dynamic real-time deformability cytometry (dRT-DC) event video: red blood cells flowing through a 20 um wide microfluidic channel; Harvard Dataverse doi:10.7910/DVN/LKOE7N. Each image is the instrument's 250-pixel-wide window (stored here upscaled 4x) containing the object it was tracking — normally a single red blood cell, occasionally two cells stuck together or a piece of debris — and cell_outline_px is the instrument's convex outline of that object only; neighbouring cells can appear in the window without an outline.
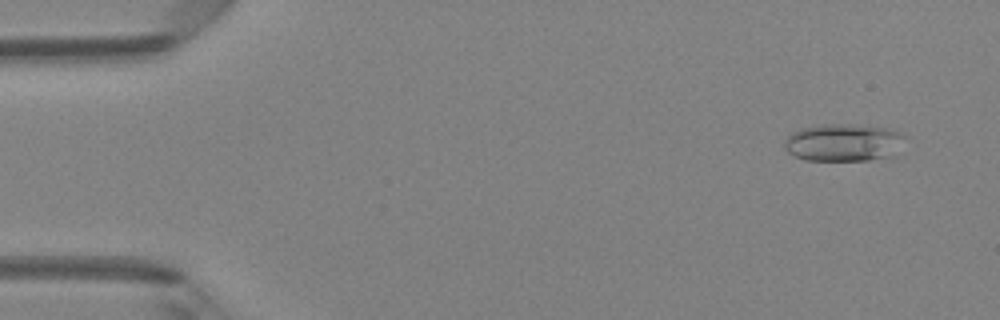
{"species": "Egyptian fruit bat (a non-hibernating species)", "species_latin": "Rousettus aegyptiacus", "temperature_condition": "room temperature", "stored_images_in_passage": 49, "camera_frame_rate_fps": 3000, "um_per_image_px": 0.085, "animal": {"sex": "female"}, "frame": {"image": 1, "passage_image": 4, "time_ms": 1.0, "image_size_px": [1000, 320], "cell_outline_px": [[908, 136], [892, 156], [868, 160], [804, 160], [788, 152], [784, 148], [784, 140], [792, 132], [804, 128], [824, 124], [852, 124], [884, 128]], "centroid_in_image_um": [71.68, 12.12], "position_along_channel_um": 13.3, "area_um2": 26.18}}
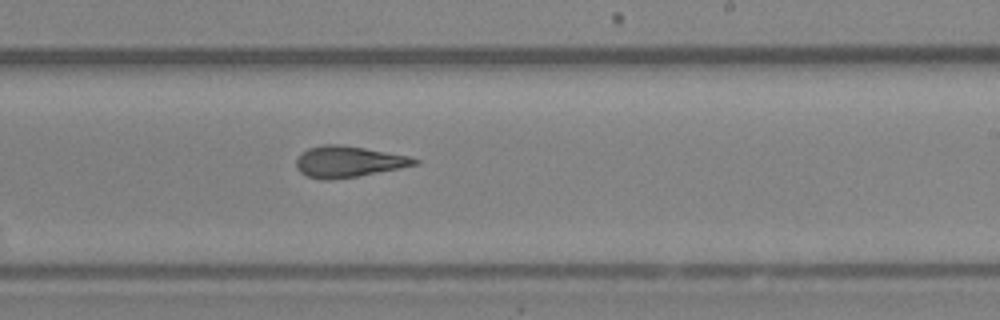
{"frame": {"image": 2, "passage_image": 30, "time_ms": 9.667, "image_size_px": [1000, 320], "cell_outline_px": [[420, 164], [400, 168], [356, 176], [328, 180], [320, 180], [308, 176], [300, 172], [296, 168], [296, 160], [300, 152], [308, 148], [324, 144], [336, 144], [364, 148], [408, 156], [420, 160]], "centroid_in_image_um": [29.58, 13.74], "position_along_channel_um": 259.4, "area_um2": 21.39}}
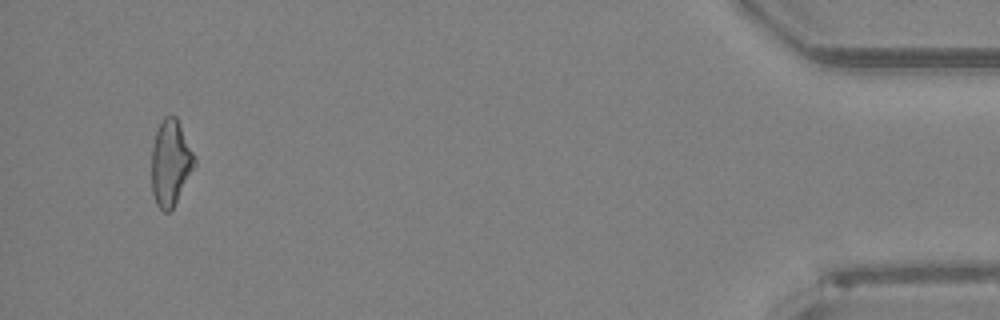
{"frame": {"image": 3, "passage_image": 47, "time_ms": 15.333, "image_size_px": [1000, 320], "cell_outline_px": [[196, 164], [172, 208], [168, 212], [164, 212], [156, 204], [152, 192], [152, 148], [156, 132], [164, 116], [176, 116], [196, 160]], "centroid_in_image_um": [14.48, 13.85], "position_along_channel_um": 420.7, "area_um2": 20.98}, "authors_computed_cell_mechanics": {"area_um2": 21.8484, "velocity_mm_per_s": 4.1925, "shape_relaxation_time_tau1_ms": 3.6621, "shape_relaxation_time_tau2_ms": 1.9935, "deformation_change_tau1": 0.161, "deformation_change_tau2": 0.1324}}